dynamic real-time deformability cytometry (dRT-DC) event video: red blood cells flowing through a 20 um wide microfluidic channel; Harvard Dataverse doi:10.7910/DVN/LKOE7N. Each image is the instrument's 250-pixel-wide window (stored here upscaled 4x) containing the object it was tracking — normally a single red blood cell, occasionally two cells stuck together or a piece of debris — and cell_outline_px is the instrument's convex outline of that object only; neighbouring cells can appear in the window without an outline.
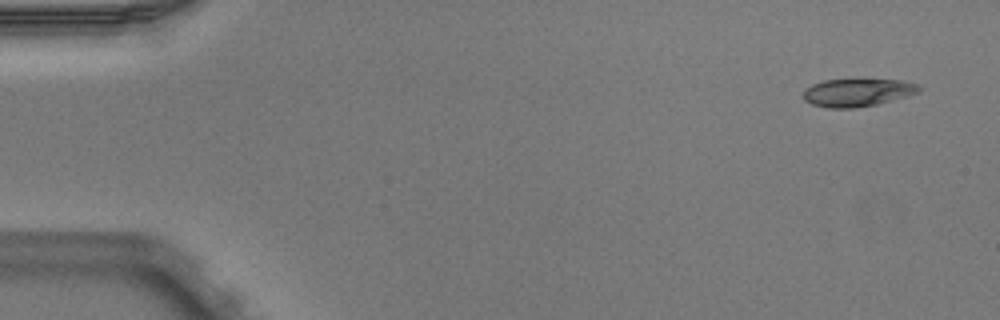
{"species": "Egyptian fruit bat (a non-hibernating species)", "species_latin": "Rousettus aegyptiacus", "temperature_condition": "warm", "stored_images_in_passage": 5, "camera_frame_rate_fps": 3000, "um_per_image_px": 0.085, "animal": {"sex": "male"}, "frame": {"image": 1, "passage_image": 1, "time_ms": 0.0, "image_size_px": [1000, 320], "cell_outline_px": [[920, 88], [916, 92], [908, 96], [876, 104], [852, 108], [828, 108], [812, 104], [804, 100], [804, 88], [812, 84], [824, 80], [904, 80], [916, 84]], "centroid_in_image_um": [72.84, 7.87], "position_along_channel_um": 12.2, "area_um2": 18.5}}
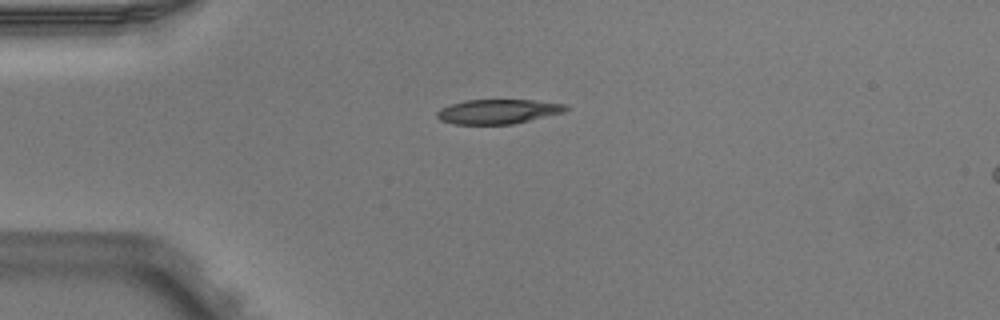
{"frame": {"image": 2, "passage_image": 4, "time_ms": 1.0, "image_size_px": [1000, 320], "cell_outline_px": [[572, 108], [564, 112], [512, 124], [456, 124], [440, 120], [436, 116], [436, 112], [440, 108], [464, 100], [532, 100], [564, 104]], "centroid_in_image_um": [42.33, 9.48], "position_along_channel_um": 42.7, "area_um2": 18.32}}